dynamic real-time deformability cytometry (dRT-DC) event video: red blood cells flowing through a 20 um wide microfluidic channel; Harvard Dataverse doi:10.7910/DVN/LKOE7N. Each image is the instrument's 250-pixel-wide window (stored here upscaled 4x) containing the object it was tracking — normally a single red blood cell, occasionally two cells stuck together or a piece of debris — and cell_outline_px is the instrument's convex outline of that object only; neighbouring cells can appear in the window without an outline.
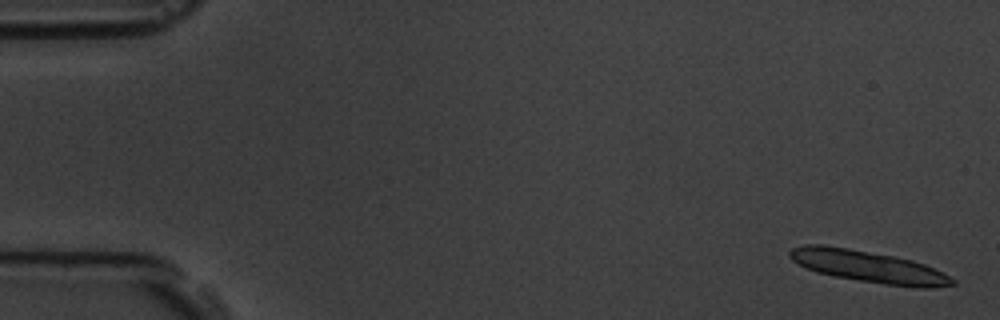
{"species": "common noctule bat (a hibernating species)", "species_latin": "Nyctalus noctula", "temperature_condition": "room temperature", "stored_images_in_passage": 17, "camera_frame_rate_fps": 3000, "um_per_image_px": 0.085, "animal": {"sex": "male", "body_mass_g": 19.5, "forearm_length_mm": 54.6}, "frame": {"image": 1, "passage_image": 2, "time_ms": 0.333, "image_size_px": [1000, 320], "cell_outline_px": [[956, 284], [924, 288], [920, 288], [884, 284], [836, 276], [816, 272], [792, 260], [788, 256], [788, 252], [792, 248], [804, 244], [824, 244], [848, 248], [892, 256], [912, 260], [924, 264], [956, 280]], "centroid_in_image_um": [73.77, 22.65], "position_along_channel_um": 11.2, "area_um2": 29.65}}